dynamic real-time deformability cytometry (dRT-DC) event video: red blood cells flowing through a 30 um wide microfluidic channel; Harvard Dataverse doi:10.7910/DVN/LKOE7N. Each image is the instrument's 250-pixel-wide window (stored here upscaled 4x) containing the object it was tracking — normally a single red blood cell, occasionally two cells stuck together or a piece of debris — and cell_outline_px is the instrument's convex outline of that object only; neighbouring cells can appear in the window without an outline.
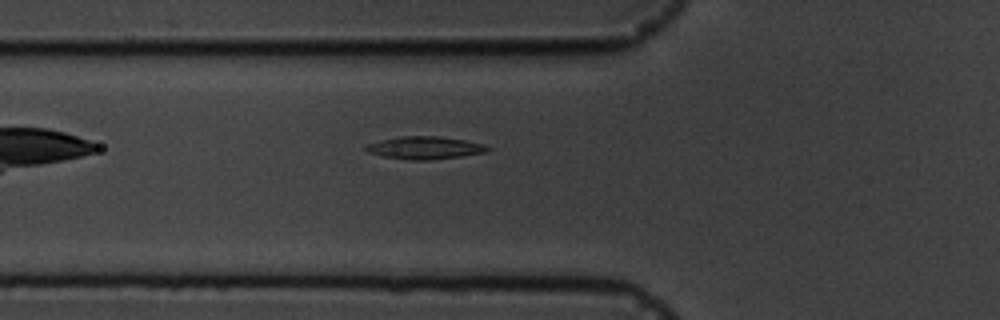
{"species": "common noctule bat (a hibernating species)", "species_latin": "Nyctalus noctula", "temperature_condition": "cold", "stored_images_in_passage": 5, "camera_frame_rate_fps": 3000, "um_per_image_px": 0.085, "animal": {"sex": "male", "body_mass_g": 19.5, "forearm_length_mm": 54.6}, "frame": {"image": 1, "passage_image": 5, "time_ms": 4.667, "image_size_px": [1000, 320], "cell_outline_px": [[492, 148], [488, 152], [460, 156], [428, 160], [412, 160], [380, 156], [368, 152], [364, 148], [364, 144], [380, 140], [400, 136], [440, 136], [464, 140], [484, 144]], "centroid_in_image_um": [36.09, 12.56], "position_along_channel_um": 89.7, "area_um2": 16.18}}